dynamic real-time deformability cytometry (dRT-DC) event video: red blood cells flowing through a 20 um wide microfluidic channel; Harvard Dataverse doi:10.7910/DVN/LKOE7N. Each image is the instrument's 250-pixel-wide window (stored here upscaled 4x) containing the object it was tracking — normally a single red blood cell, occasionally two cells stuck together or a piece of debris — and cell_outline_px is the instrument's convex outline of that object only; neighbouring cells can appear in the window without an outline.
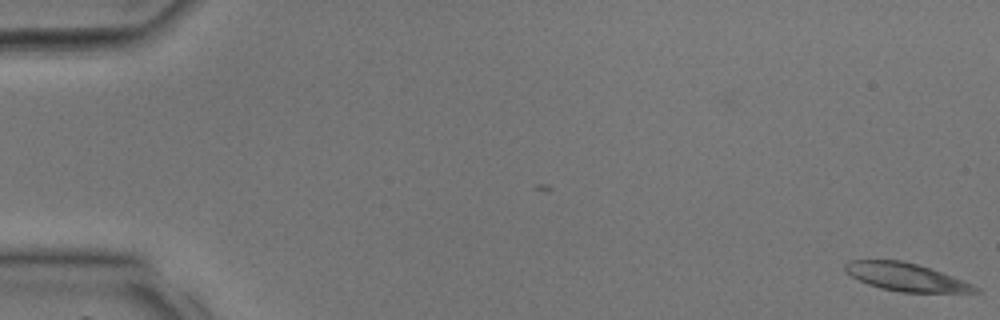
{"species": "common noctule bat (a hibernating species)", "species_latin": "Nyctalus noctula", "temperature_condition": "room temperature", "stored_images_in_passage": 2, "camera_frame_rate_fps": 3000, "um_per_image_px": 0.085, "animal": {"sex": "male", "body_mass_g": 17.9, "forearm_length_mm": 54.2}, "frame": {"image": 1, "passage_image": 2, "time_ms": 0.333, "image_size_px": [1000, 320], "cell_outline_px": [[984, 292], [900, 292], [880, 288], [868, 284], [852, 276], [844, 268], [844, 264], [848, 260], [900, 260], [916, 264], [964, 280], [980, 288]], "centroid_in_image_um": [77.02, 23.55], "position_along_channel_um": 8.0, "area_um2": 20.92}}